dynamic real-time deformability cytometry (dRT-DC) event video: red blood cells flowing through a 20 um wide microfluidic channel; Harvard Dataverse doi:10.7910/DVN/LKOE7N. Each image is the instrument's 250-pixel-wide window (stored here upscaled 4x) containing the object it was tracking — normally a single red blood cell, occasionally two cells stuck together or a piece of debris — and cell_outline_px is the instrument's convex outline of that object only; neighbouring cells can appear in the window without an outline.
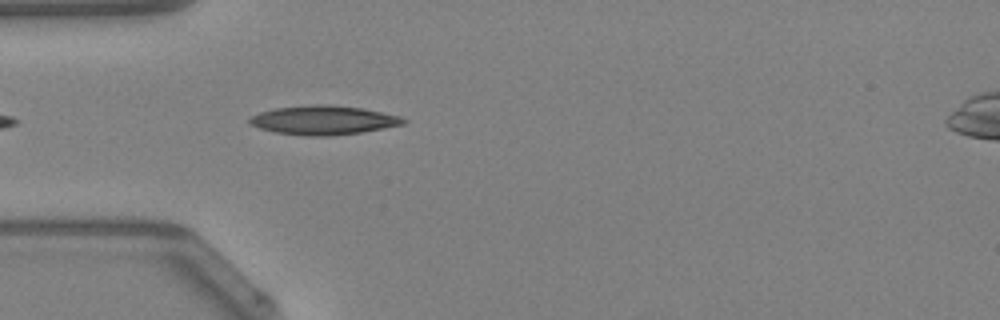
{"species": "Egyptian fruit bat (a non-hibernating species)", "species_latin": "Rousettus aegyptiacus", "temperature_condition": "warm", "stored_images_in_passage": 18, "camera_frame_rate_fps": 3000, "um_per_image_px": 0.085, "animal": {"sex": "female"}, "frame": {"image": 1, "passage_image": 3, "time_ms": 0.667, "image_size_px": [1000, 320], "cell_outline_px": [[408, 120], [404, 124], [384, 128], [360, 132], [328, 136], [304, 136], [276, 132], [260, 128], [252, 124], [248, 120], [252, 116], [260, 112], [276, 108], [316, 104], [328, 104], [364, 108], [400, 116]], "centroid_in_image_um": [27.53, 10.21], "position_along_channel_um": 57.5, "area_um2": 25.89}}
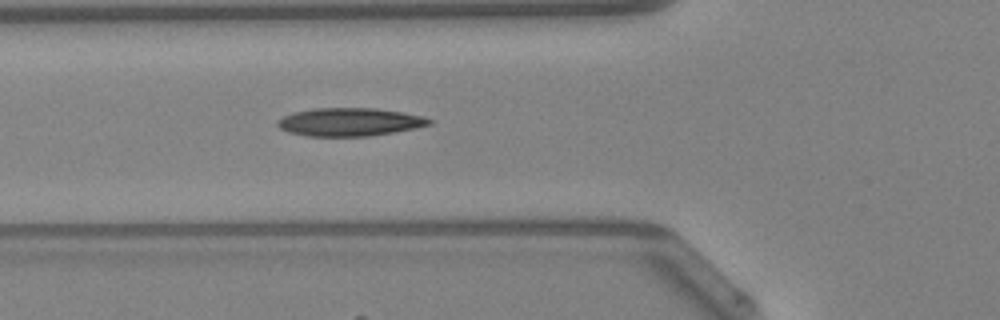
{"frame": {"image": 2, "passage_image": 6, "time_ms": 1.667, "image_size_px": [1000, 320], "cell_outline_px": [[432, 124], [392, 132], [368, 136], [308, 136], [288, 132], [280, 128], [276, 124], [276, 120], [284, 116], [296, 112], [312, 108], [376, 108], [424, 116], [432, 120]], "centroid_in_image_um": [29.68, 10.36], "position_along_channel_um": 96.1, "area_um2": 24.68}}